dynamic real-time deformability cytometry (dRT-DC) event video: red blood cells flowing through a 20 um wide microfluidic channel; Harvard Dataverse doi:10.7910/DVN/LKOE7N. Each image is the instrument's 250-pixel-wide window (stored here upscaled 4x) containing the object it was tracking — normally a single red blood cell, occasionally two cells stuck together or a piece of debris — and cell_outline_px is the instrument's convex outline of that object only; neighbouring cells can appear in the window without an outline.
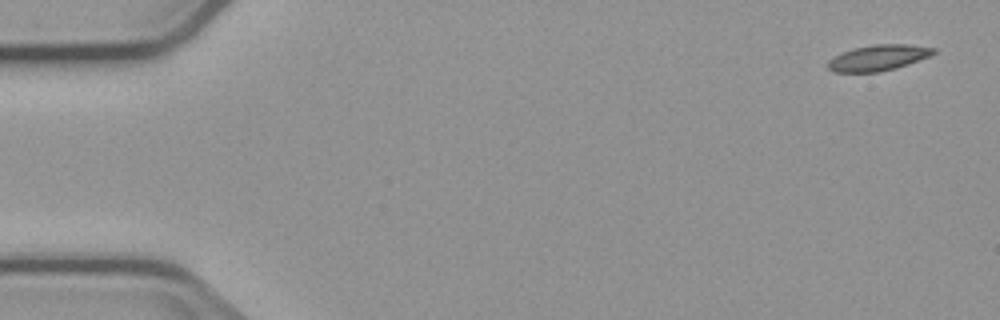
{"species": "common noctule bat (a hibernating species)", "species_latin": "Nyctalus noctula", "temperature_condition": "cold", "stored_images_in_passage": 5, "camera_frame_rate_fps": 3000, "um_per_image_px": 0.085, "animal": {"sex": "male", "body_mass_g": 23.1, "forearm_length_mm": 52.7}, "frame": {"image": 1, "passage_image": 1, "time_ms": 0.0, "image_size_px": [1000, 320], "cell_outline_px": [[936, 52], [928, 56], [908, 64], [896, 68], [880, 72], [832, 72], [828, 68], [828, 60], [844, 52], [856, 48], [876, 44], [908, 44], [936, 48]], "centroid_in_image_um": [74.66, 4.92], "position_along_channel_um": 10.3, "area_um2": 15.66}}
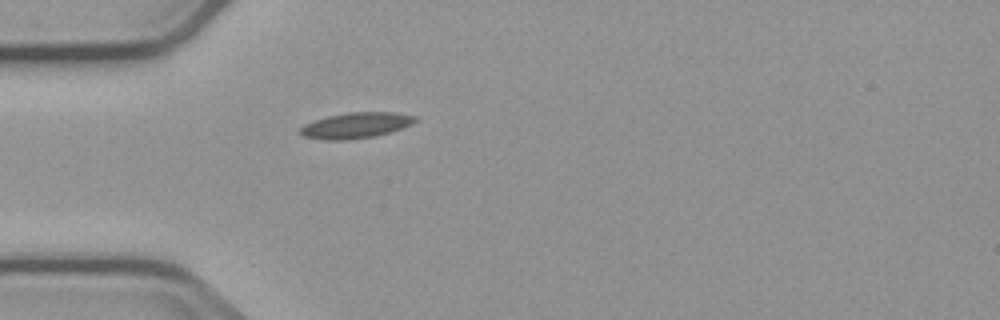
{"frame": {"image": 2, "passage_image": 5, "time_ms": 4.667, "image_size_px": [1000, 320], "cell_outline_px": [[420, 120], [412, 124], [388, 132], [372, 136], [344, 140], [328, 140], [304, 136], [296, 132], [304, 124], [312, 120], [328, 116], [348, 112], [392, 112], [416, 116]], "centroid_in_image_um": [30.22, 10.64], "position_along_channel_um": 54.8, "area_um2": 17.17}}